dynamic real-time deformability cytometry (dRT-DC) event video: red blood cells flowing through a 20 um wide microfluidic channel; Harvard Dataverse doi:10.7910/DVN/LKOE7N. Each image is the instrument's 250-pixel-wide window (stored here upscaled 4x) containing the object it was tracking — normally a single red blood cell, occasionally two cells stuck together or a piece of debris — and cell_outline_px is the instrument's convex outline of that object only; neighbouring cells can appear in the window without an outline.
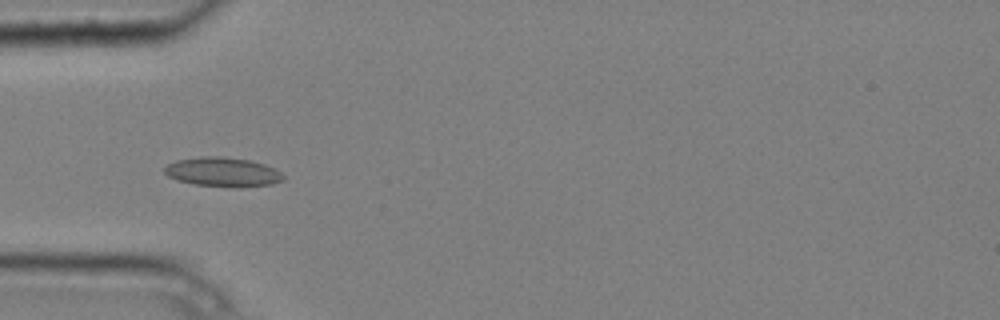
{"species": "common noctule bat (a hibernating species)", "species_latin": "Nyctalus noctula", "temperature_condition": "cold", "stored_images_in_passage": 6, "camera_frame_rate_fps": 3000, "um_per_image_px": 0.085, "animal": {"sex": "male", "body_mass_g": 20.4}, "frame": {"image": 1, "passage_image": 5, "time_ms": 1.333, "image_size_px": [1000, 320], "cell_outline_px": [[284, 180], [272, 184], [240, 188], [232, 188], [192, 184], [176, 180], [168, 176], [164, 172], [164, 168], [168, 164], [176, 160], [200, 156], [224, 156], [248, 160], [264, 164], [276, 168], [284, 176]], "centroid_in_image_um": [18.94, 14.63], "position_along_channel_um": 66.1, "area_um2": 20.69}}
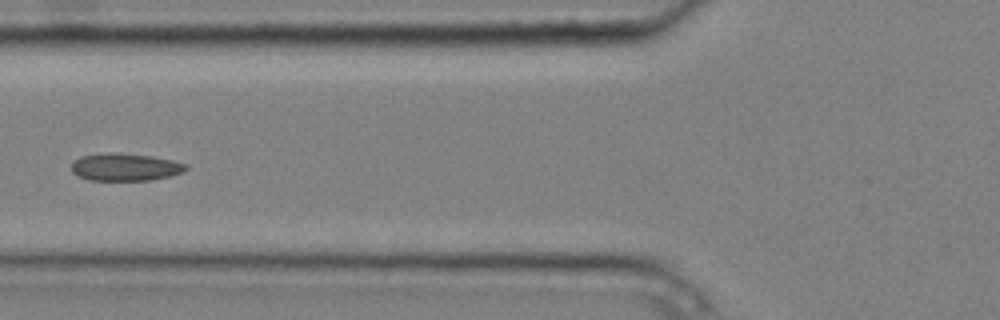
{"frame": {"image": 2, "passage_image": 6, "time_ms": 1.667, "image_size_px": [1000, 320], "cell_outline_px": [[188, 168], [184, 172], [172, 176], [152, 180], [88, 180], [72, 172], [72, 164], [80, 156], [108, 152], [116, 152], [152, 156], [172, 160], [188, 164]], "centroid_in_image_um": [10.69, 14.2], "position_along_channel_um": 115.1, "area_um2": 18.5}}